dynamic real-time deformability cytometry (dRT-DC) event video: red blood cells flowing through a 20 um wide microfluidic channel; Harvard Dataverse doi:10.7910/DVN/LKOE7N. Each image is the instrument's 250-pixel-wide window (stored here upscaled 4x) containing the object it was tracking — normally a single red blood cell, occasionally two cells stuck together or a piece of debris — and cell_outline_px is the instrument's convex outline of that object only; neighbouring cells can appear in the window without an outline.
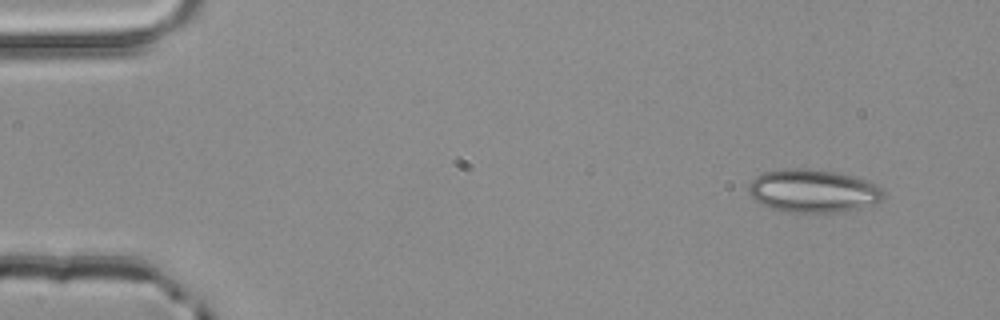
{"species": "common noctule bat (a hibernating species)", "species_latin": "Nyctalus noctula", "temperature_condition": "room temperature", "stored_images_in_passage": 2, "camera_frame_rate_fps": 3000, "um_per_image_px": 0.085, "animal": {"sex": "male", "body_mass_g": 20.4}, "frame": {"image": 1, "passage_image": 2, "time_ms": 0.333, "image_size_px": [1000, 320], "cell_outline_px": [[884, 200], [876, 204], [844, 212], [784, 212], [760, 204], [748, 192], [748, 184], [756, 176], [764, 172], [784, 168], [804, 168], [840, 172], [868, 180], [876, 184], [884, 192]], "centroid_in_image_um": [69.14, 16.22], "position_along_channel_um": 15.9, "area_um2": 34.39}}